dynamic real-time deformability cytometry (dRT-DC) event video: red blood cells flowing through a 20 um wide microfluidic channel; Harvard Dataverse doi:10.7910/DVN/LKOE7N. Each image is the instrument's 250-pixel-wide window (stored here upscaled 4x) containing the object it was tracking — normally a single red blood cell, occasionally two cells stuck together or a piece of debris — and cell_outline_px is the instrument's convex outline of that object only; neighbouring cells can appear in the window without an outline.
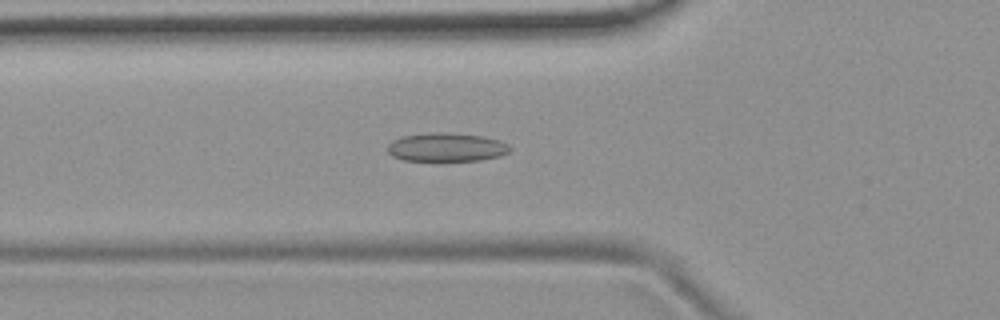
{"species": "common noctule bat (a hibernating species)", "species_latin": "Nyctalus noctula", "temperature_condition": "room temperature", "stored_images_in_passage": 54, "camera_frame_rate_fps": 3000, "um_per_image_px": 0.085, "animal": {"sex": "female", "body_mass_g": 19.9}, "frame": {"image": 1, "passage_image": 18, "time_ms": 5.667, "image_size_px": [1000, 320], "cell_outline_px": [[512, 148], [508, 152], [500, 156], [480, 160], [404, 160], [392, 156], [388, 152], [388, 144], [392, 140], [400, 136], [428, 132], [448, 132], [484, 136], [500, 140], [508, 144]], "centroid_in_image_um": [37.95, 12.49], "position_along_channel_um": 87.9, "area_um2": 20.58}}
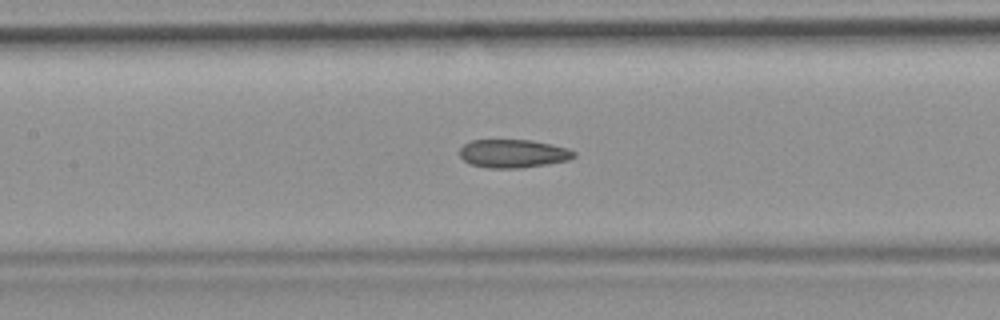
{"frame": {"image": 2, "passage_image": 24, "time_ms": 7.667, "image_size_px": [1000, 320], "cell_outline_px": [[576, 156], [568, 160], [548, 164], [520, 168], [488, 168], [472, 164], [464, 160], [460, 156], [460, 148], [464, 144], [472, 140], [532, 140], [552, 144], [568, 148], [576, 152]], "centroid_in_image_um": [43.65, 13.05], "position_along_channel_um": 163.8, "area_um2": 18.9}}
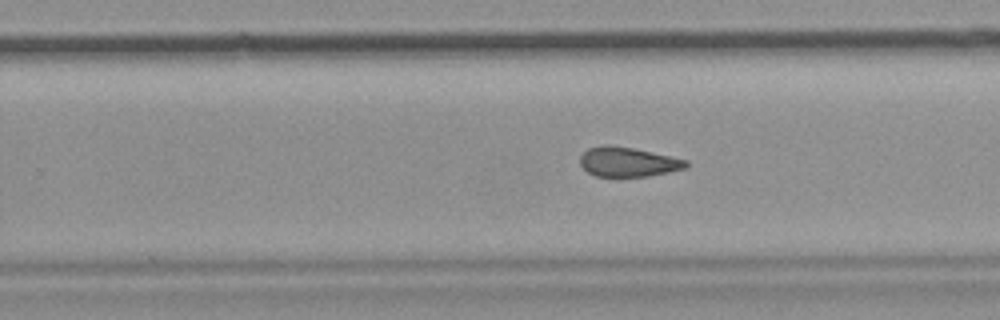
{"frame": {"image": 3, "passage_image": 33, "time_ms": 10.667, "image_size_px": [1000, 320], "cell_outline_px": [[688, 164], [684, 168], [668, 172], [648, 176], [596, 176], [588, 172], [580, 164], [580, 156], [588, 148], [604, 144], [608, 144], [632, 148], [688, 160]], "centroid_in_image_um": [53.34, 13.75], "position_along_channel_um": 276.5, "area_um2": 18.03}, "authors_computed_cell_mechanics": {"area_um2": 19.363, "velocity_mm_per_s": 3.7666, "shape_relaxation_time_tau1_ms": null, "shape_relaxation_time_tau2_ms": 4.0797, "deformation_change_tau1": null, "deformation_change_tau2": 0.1077}}